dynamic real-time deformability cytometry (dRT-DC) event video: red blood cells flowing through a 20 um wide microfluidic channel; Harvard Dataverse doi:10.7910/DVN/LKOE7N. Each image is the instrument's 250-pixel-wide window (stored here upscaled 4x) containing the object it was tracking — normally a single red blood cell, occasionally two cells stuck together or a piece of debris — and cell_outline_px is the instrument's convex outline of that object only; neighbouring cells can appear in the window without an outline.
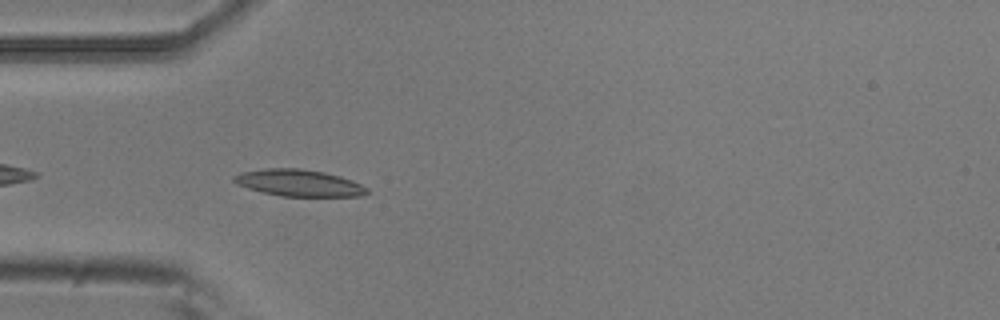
{"species": "common noctule bat (a hibernating species)", "species_latin": "Nyctalus noctula", "temperature_condition": "room temperature", "stored_images_in_passage": 8, "camera_frame_rate_fps": 3000, "um_per_image_px": 0.085, "animal": {"sex": "male", "body_mass_g": 20.5, "forearm_length_mm": 52.5}, "frame": {"image": 1, "passage_image": 4, "time_ms": 1.0, "image_size_px": [1000, 320], "cell_outline_px": [[368, 192], [360, 196], [280, 196], [260, 192], [236, 184], [232, 180], [232, 176], [240, 172], [264, 168], [300, 168], [324, 172], [340, 176], [352, 180], [368, 188]], "centroid_in_image_um": [25.35, 15.54], "position_along_channel_um": 59.6, "area_um2": 20.87}}
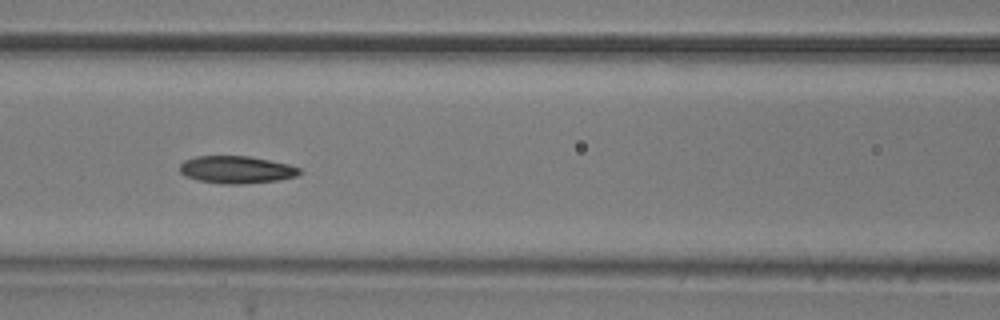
{"frame": {"image": 2, "passage_image": 6, "time_ms": 1.667, "image_size_px": [1000, 320], "cell_outline_px": [[300, 172], [296, 176], [276, 180], [244, 184], [224, 184], [196, 180], [184, 176], [180, 172], [180, 164], [184, 160], [196, 156], [248, 156], [288, 164], [300, 168]], "centroid_in_image_um": [20.04, 14.42], "position_along_channel_um": 146.6, "area_um2": 19.07}}
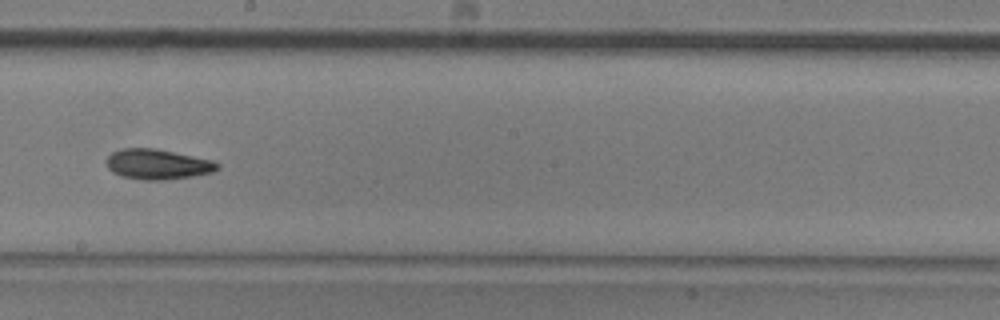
{"frame": {"image": 3, "passage_image": 8, "time_ms": 2.333, "image_size_px": [1000, 320], "cell_outline_px": [[220, 168], [212, 172], [192, 176], [164, 180], [140, 180], [120, 176], [112, 172], [108, 168], [108, 156], [112, 152], [124, 148], [156, 148], [212, 160], [220, 164]], "centroid_in_image_um": [13.4, 13.97], "position_along_channel_um": 234.8, "area_um2": 19.54}}